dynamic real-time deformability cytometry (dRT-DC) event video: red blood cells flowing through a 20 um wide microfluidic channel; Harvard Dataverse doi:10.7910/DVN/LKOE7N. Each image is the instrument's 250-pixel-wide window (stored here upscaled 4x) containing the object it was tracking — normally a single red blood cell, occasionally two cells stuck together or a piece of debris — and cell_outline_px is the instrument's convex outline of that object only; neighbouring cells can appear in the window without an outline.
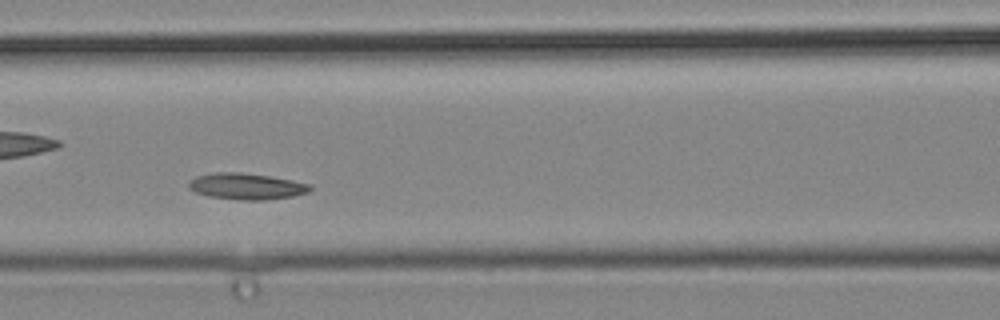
{"species": "common noctule bat (a hibernating species)", "species_latin": "Nyctalus noctula", "temperature_condition": "cold", "stored_images_in_passage": 29, "camera_frame_rate_fps": 3000, "um_per_image_px": 0.085, "animal": {"sex": "male", "body_mass_g": 19.2, "forearm_length_mm": 51.8}, "frame": {"image": 1, "passage_image": 6, "time_ms": 1.667, "image_size_px": [1000, 320], "cell_outline_px": [[312, 188], [308, 192], [292, 196], [268, 200], [240, 200], [208, 196], [196, 192], [188, 188], [188, 184], [196, 176], [216, 172], [240, 172], [268, 176], [292, 180], [312, 184]], "centroid_in_image_um": [20.96, 15.84], "position_along_channel_um": 145.6, "area_um2": 18.55}}
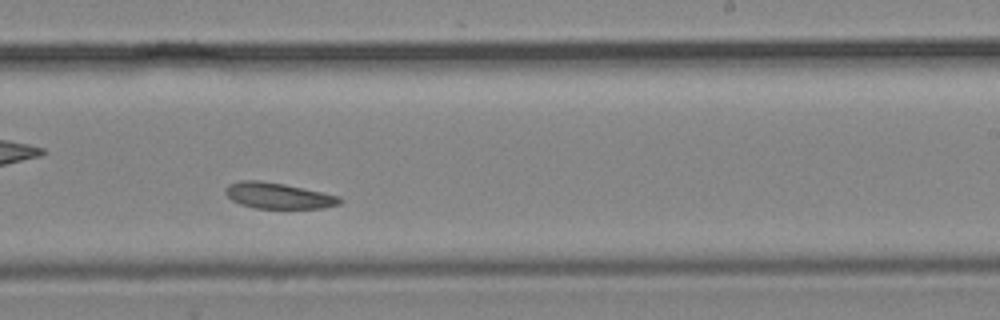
{"frame": {"image": 2, "passage_image": 14, "time_ms": 4.333, "image_size_px": [1000, 320], "cell_outline_px": [[344, 200], [340, 204], [324, 208], [256, 208], [240, 204], [232, 200], [224, 192], [224, 188], [228, 184], [236, 180], [260, 180], [284, 184], [340, 196]], "centroid_in_image_um": [23.63, 16.62], "position_along_channel_um": 265.4, "area_um2": 17.4}}
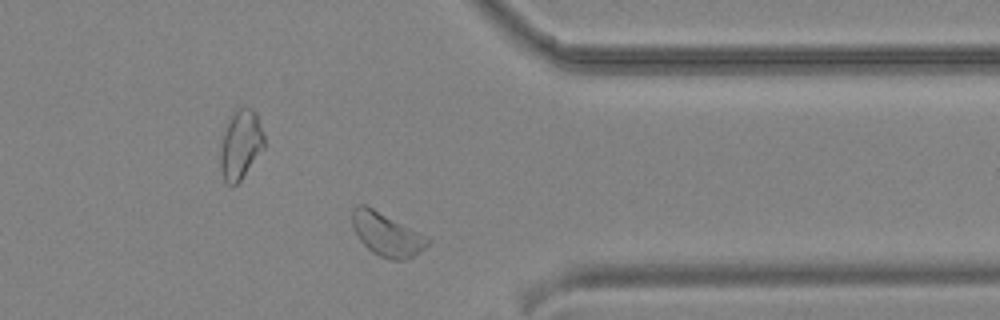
{"frame": {"image": 3, "passage_image": 22, "time_ms": 7.0, "image_size_px": [1000, 320], "cell_outline_px": [[432, 240], [420, 252], [404, 260], [388, 260], [372, 252], [360, 240], [352, 224], [352, 208], [356, 204], [364, 204], [428, 236]], "centroid_in_image_um": [32.88, 19.92], "position_along_channel_um": 378.5, "area_um2": 18.96}}